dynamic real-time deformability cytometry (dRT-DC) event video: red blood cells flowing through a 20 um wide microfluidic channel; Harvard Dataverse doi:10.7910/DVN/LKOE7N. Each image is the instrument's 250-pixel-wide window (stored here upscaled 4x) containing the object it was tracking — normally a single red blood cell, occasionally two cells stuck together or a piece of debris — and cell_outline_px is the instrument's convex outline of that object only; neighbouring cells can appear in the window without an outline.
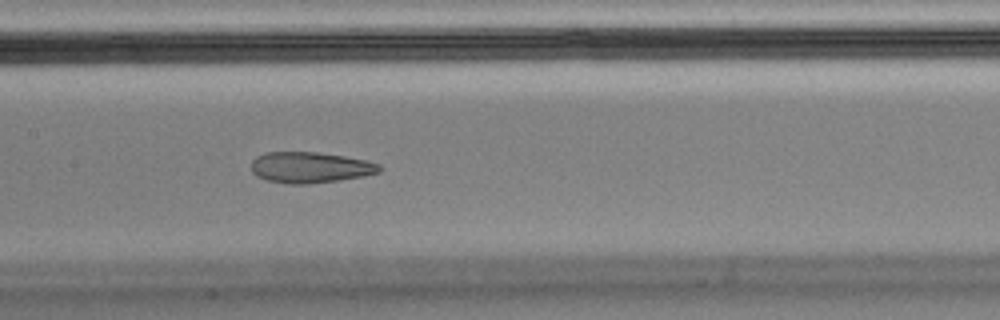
{"species": "Egyptian fruit bat (a non-hibernating species)", "species_latin": "Rousettus aegyptiacus", "temperature_condition": "cold", "stored_images_in_passage": 52, "camera_frame_rate_fps": 3000, "um_per_image_px": 0.085, "animal": {"sex": "male"}, "frame": {"image": 1, "passage_image": 23, "time_ms": 7.333, "image_size_px": [1000, 320], "cell_outline_px": [[384, 168], [380, 172], [364, 176], [308, 184], [288, 184], [268, 180], [256, 176], [252, 172], [252, 160], [256, 156], [264, 152], [316, 152], [344, 156], [364, 160], [380, 164]], "centroid_in_image_um": [26.36, 14.23], "position_along_channel_um": 181.0, "area_um2": 23.12}}
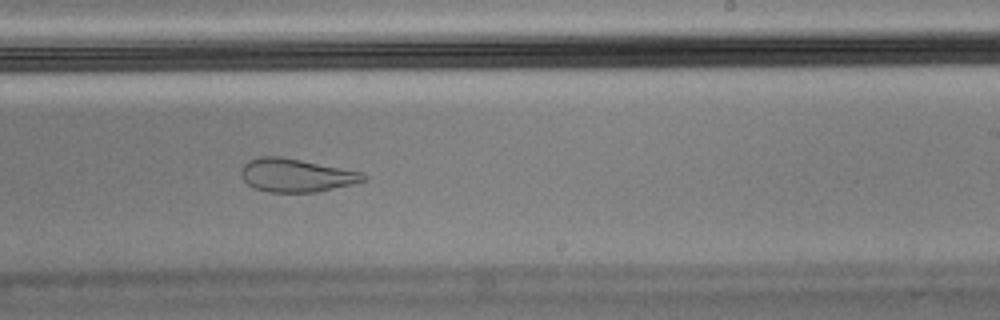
{"frame": {"image": 2, "passage_image": 30, "time_ms": 9.667, "image_size_px": [1000, 320], "cell_outline_px": [[368, 176], [364, 180], [352, 184], [316, 192], [268, 192], [252, 188], [240, 176], [240, 168], [248, 160], [256, 156], [280, 156], [364, 172]], "centroid_in_image_um": [25.13, 14.89], "position_along_channel_um": 263.9, "area_um2": 23.93}, "authors_computed_cell_mechanics": {"area_um2": 24.5939, "velocity_mm_per_s": 3.5606, "shape_relaxation_time_tau1_ms": null, "shape_relaxation_time_tau2_ms": 2.2333, "deformation_change_tau1": null, "deformation_change_tau2": 0.0875}}